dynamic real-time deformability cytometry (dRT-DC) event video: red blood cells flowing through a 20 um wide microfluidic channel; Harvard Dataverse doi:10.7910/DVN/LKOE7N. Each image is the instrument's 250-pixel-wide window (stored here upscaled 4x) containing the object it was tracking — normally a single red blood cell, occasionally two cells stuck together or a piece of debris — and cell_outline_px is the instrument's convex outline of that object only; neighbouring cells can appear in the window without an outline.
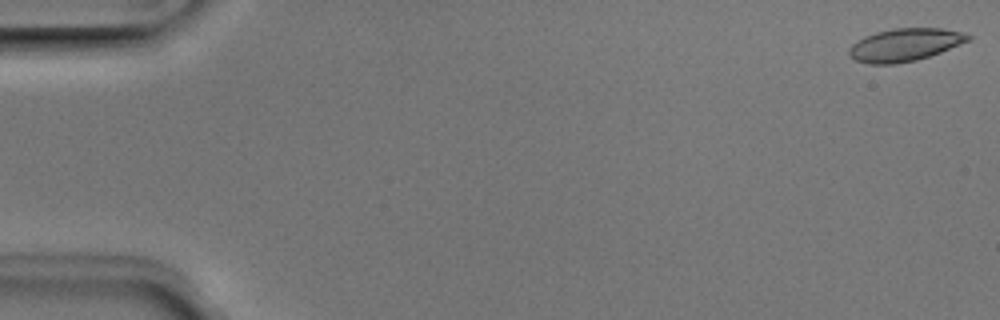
{"species": "Egyptian fruit bat (a non-hibernating species)", "species_latin": "Rousettus aegyptiacus", "temperature_condition": "room temperature", "stored_images_in_passage": 51, "camera_frame_rate_fps": 3000, "um_per_image_px": 0.085, "animal": {"sex": "male"}, "frame": {"image": 1, "passage_image": 1, "time_ms": 0.0, "image_size_px": [1000, 320], "cell_outline_px": [[972, 36], [968, 40], [940, 52], [916, 60], [896, 64], [868, 64], [856, 60], [848, 56], [848, 48], [856, 40], [864, 36], [876, 32], [892, 28], [940, 28], [964, 32]], "centroid_in_image_um": [76.84, 3.81], "position_along_channel_um": 8.2, "area_um2": 22.72}}
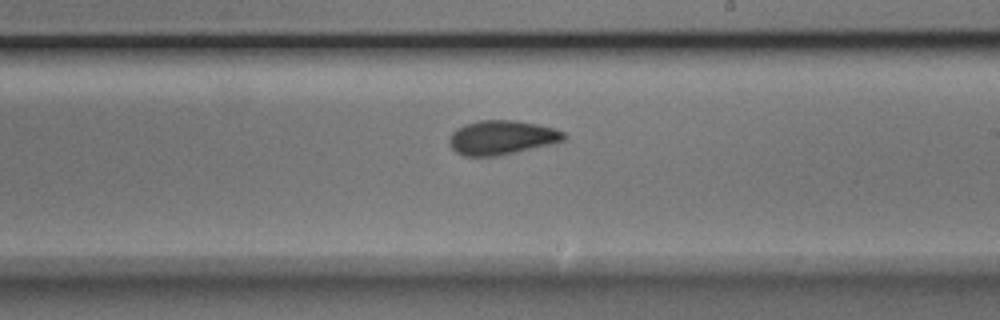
{"frame": {"image": 2, "passage_image": 30, "time_ms": 9.667, "image_size_px": [1000, 320], "cell_outline_px": [[568, 136], [564, 140], [552, 144], [516, 152], [496, 156], [464, 156], [456, 152], [448, 144], [448, 140], [452, 132], [456, 128], [464, 124], [480, 120], [516, 120], [536, 124], [552, 128], [564, 132]], "centroid_in_image_um": [42.62, 11.69], "position_along_channel_um": 246.4, "area_um2": 22.95}}
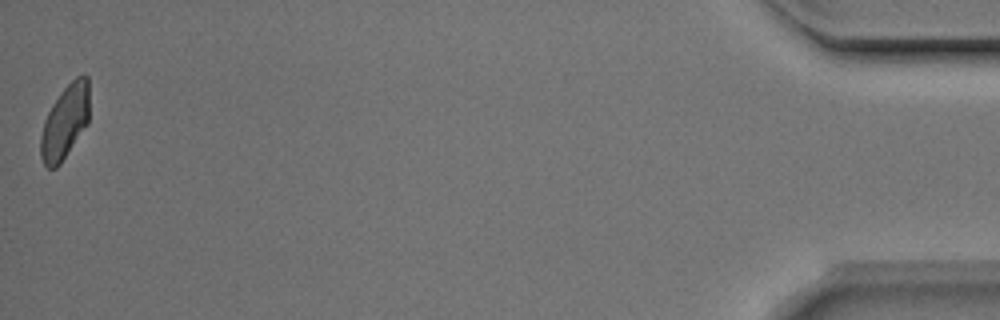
{"frame": {"image": 3, "passage_image": 51, "time_ms": 16.667, "image_size_px": [1000, 320], "cell_outline_px": [[88, 124], [60, 164], [56, 168], [48, 168], [44, 164], [40, 156], [40, 136], [44, 120], [52, 104], [60, 92], [76, 76], [84, 72], [88, 76]], "centroid_in_image_um": [5.52, 10.35], "position_along_channel_um": 429.7, "area_um2": 21.1}, "authors_computed_cell_mechanics": {"area_um2": 22.253, "velocity_mm_per_s": 3.9625, "shape_relaxation_time_tau1_ms": 6.6797, "shape_relaxation_time_tau2_ms": 1.7829, "deformation_change_tau1": 0.1708, "deformation_change_tau2": 0.0769}}